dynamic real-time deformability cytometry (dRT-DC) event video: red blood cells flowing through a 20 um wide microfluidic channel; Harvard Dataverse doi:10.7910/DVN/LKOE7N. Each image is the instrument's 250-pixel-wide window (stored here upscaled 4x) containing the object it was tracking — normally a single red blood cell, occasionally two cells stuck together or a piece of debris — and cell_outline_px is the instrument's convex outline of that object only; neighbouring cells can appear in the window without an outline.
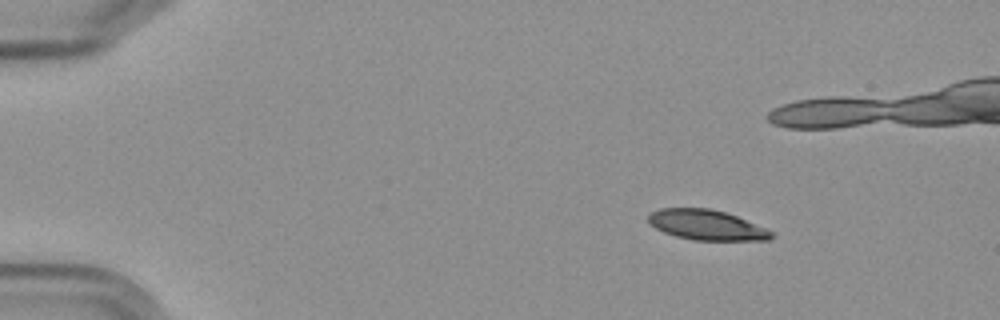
{"species": "Egyptian fruit bat (a non-hibernating species)", "species_latin": "Rousettus aegyptiacus", "temperature_condition": "cold", "stored_images_in_passage": 8, "segment_of_instrument_passage": [1, 2], "camera_frame_rate_fps": 3000, "um_per_image_px": 0.085, "frame": {"image": 1, "passage_image": 2, "time_ms": 1.0, "image_size_px": [1000, 320], "cell_outline_px": [[776, 236], [768, 240], [696, 240], [676, 236], [664, 232], [656, 228], [648, 220], [648, 216], [652, 212], [660, 208], [712, 208], [736, 216], [768, 228]], "centroid_in_image_um": [60.11, 19.12], "position_along_channel_um": 24.9, "area_um2": 21.56}}
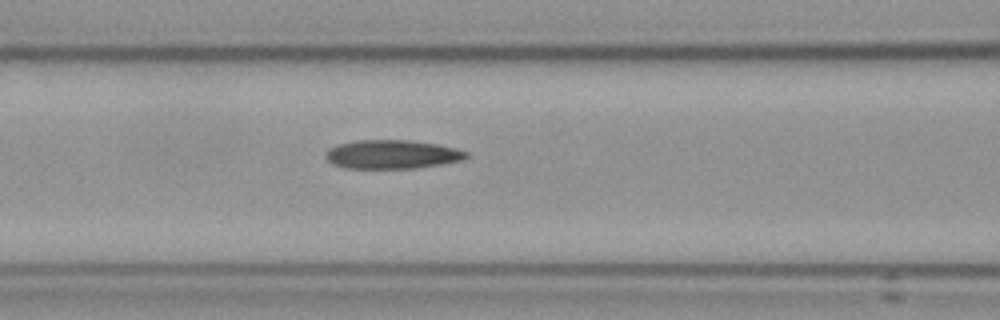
{"frame": {"image": 2, "passage_image": 7, "time_ms": 8.0, "image_size_px": [1000, 320], "cell_outline_px": [[468, 156], [460, 160], [440, 164], [416, 168], [348, 168], [332, 164], [324, 156], [328, 148], [336, 144], [356, 140], [408, 140], [436, 144], [456, 148], [468, 152]], "centroid_in_image_um": [33.27, 13.11], "position_along_channel_um": 133.3, "area_um2": 23.52}}